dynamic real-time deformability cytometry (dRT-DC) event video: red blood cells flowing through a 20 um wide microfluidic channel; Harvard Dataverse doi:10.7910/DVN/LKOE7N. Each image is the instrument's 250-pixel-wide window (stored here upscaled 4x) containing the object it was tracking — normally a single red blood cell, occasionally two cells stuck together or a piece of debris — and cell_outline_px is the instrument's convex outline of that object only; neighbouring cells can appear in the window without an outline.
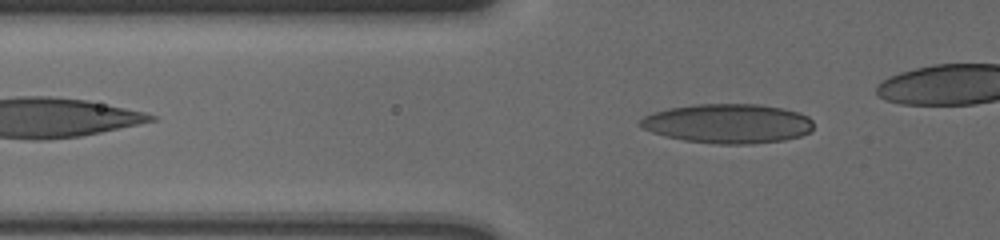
{"species": "human", "species_latin": "Homo sapiens", "temperature_condition": "cold", "stored_images_in_passage": 33, "camera_frame_rate_fps": 3000, "um_per_image_px": 0.085, "donor": {"sex": "male"}, "frame": {"image": 1, "passage_image": 2, "time_ms": 0.333, "image_size_px": [1000, 240], "cell_outline_px": [[812, 128], [808, 132], [800, 136], [784, 140], [752, 144], [716, 144], [684, 140], [664, 136], [640, 128], [636, 124], [644, 116], [668, 108], [696, 104], [760, 104], [784, 108], [800, 112], [808, 116], [812, 120]], "centroid_in_image_um": [61.86, 10.5], "position_along_channel_um": 63.9, "area_um2": 40.06}}
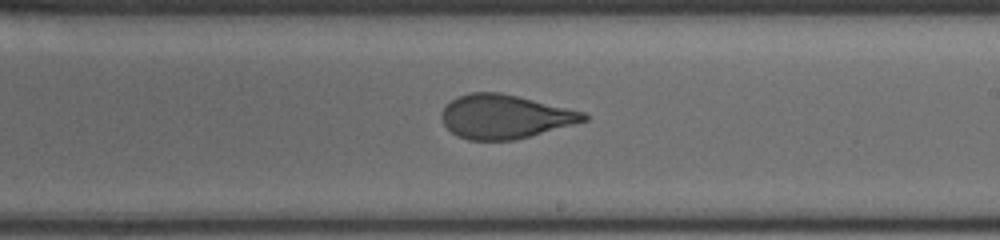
{"frame": {"image": 2, "passage_image": 18, "time_ms": 5.667, "image_size_px": [1000, 240], "cell_outline_px": [[588, 120], [516, 140], [468, 140], [456, 136], [444, 124], [440, 116], [440, 112], [456, 96], [472, 92], [500, 92], [584, 112], [588, 116]], "centroid_in_image_um": [42.87, 9.92], "position_along_channel_um": 246.1, "area_um2": 36.18}}
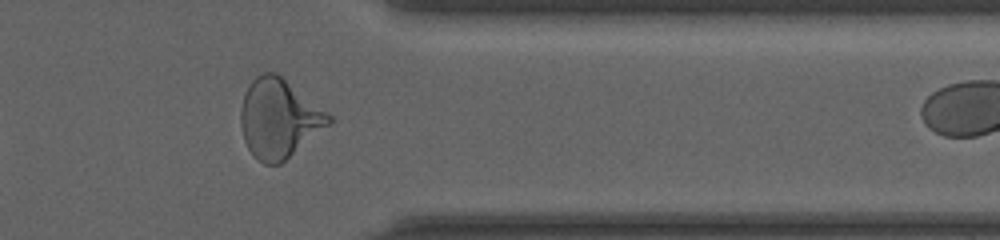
{"frame": {"image": 3, "passage_image": 30, "time_ms": 9.667, "image_size_px": [1000, 240], "cell_outline_px": [[332, 124], [280, 164], [264, 164], [256, 160], [252, 156], [244, 140], [240, 124], [240, 112], [244, 96], [252, 80], [256, 76], [264, 72], [276, 72], [328, 112], [332, 116]], "centroid_in_image_um": [23.72, 10.09], "position_along_channel_um": 387.7, "area_um2": 40.63}}